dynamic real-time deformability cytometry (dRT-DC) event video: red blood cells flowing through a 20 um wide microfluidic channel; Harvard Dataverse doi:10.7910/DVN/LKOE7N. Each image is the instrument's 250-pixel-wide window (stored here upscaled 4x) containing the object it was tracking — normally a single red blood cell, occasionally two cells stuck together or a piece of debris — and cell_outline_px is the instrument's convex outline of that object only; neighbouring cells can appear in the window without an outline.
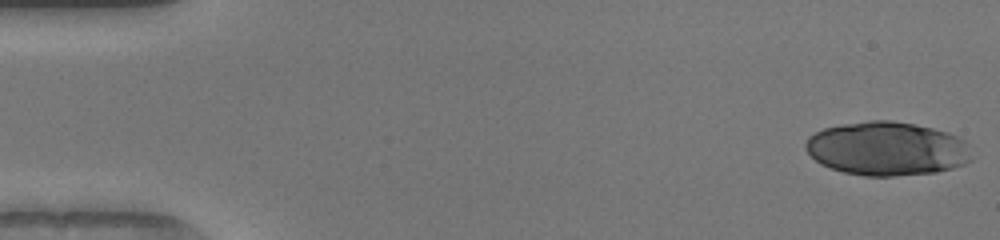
{"species": "human", "species_latin": "Homo sapiens", "temperature_condition": "warm", "stored_images_in_passage": 23, "camera_frame_rate_fps": 3000, "um_per_image_px": 0.085, "donor": {"sex": "female"}, "frame": {"image": 1, "passage_image": 1, "time_ms": 0.0, "image_size_px": [1000, 240], "cell_outline_px": [[972, 160], [964, 164], [952, 168], [936, 172], [892, 176], [864, 176], [844, 172], [820, 164], [804, 148], [804, 144], [808, 136], [824, 128], [840, 124], [868, 120], [892, 120], [916, 124], [948, 132], [964, 140], [968, 144]], "centroid_in_image_um": [75.38, 12.63], "position_along_channel_um": 9.6, "area_um2": 52.31}}
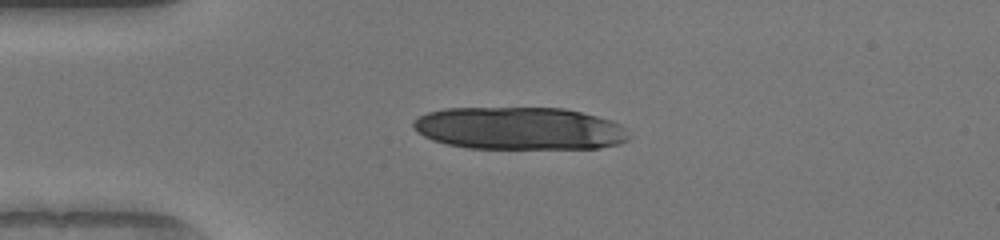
{"frame": {"image": 2, "passage_image": 12, "time_ms": 3.667, "image_size_px": [1000, 240], "cell_outline_px": [[632, 136], [628, 140], [620, 144], [600, 148], [468, 148], [448, 144], [432, 140], [416, 132], [412, 128], [412, 124], [420, 116], [428, 112], [444, 108], [564, 108], [596, 116], [620, 124], [628, 128]], "centroid_in_image_um": [44.19, 10.92], "position_along_channel_um": 40.8, "area_um2": 53.75}}